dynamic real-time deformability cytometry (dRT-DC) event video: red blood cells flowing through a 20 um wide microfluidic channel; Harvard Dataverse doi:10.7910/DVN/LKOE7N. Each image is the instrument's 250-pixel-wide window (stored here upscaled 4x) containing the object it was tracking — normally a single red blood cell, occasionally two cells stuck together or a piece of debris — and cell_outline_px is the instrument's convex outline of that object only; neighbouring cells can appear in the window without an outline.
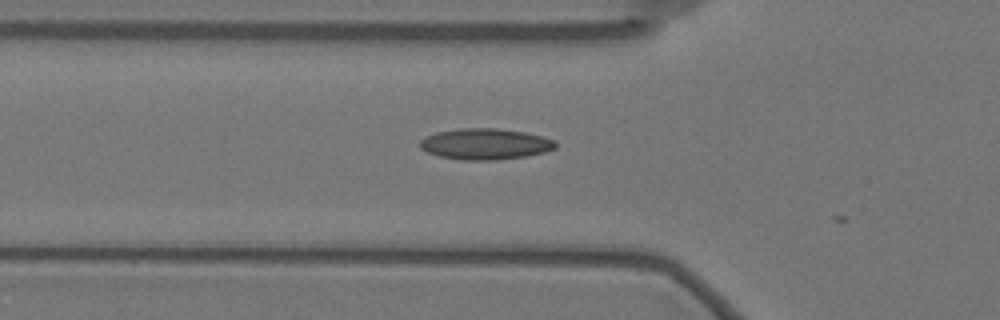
{"species": "Egyptian fruit bat (a non-hibernating species)", "species_latin": "Rousettus aegyptiacus", "temperature_condition": "warm", "stored_images_in_passage": 8, "camera_frame_rate_fps": 3000, "um_per_image_px": 0.085, "animal": {"sex": "female"}, "frame": {"image": 1, "passage_image": 6, "time_ms": 1.667, "image_size_px": [1000, 320], "cell_outline_px": [[556, 148], [544, 152], [524, 156], [496, 160], [464, 160], [440, 156], [428, 152], [420, 148], [420, 140], [424, 136], [436, 132], [460, 128], [496, 128], [524, 132], [556, 140]], "centroid_in_image_um": [41.23, 12.23], "position_along_channel_um": 84.6, "area_um2": 24.45}}